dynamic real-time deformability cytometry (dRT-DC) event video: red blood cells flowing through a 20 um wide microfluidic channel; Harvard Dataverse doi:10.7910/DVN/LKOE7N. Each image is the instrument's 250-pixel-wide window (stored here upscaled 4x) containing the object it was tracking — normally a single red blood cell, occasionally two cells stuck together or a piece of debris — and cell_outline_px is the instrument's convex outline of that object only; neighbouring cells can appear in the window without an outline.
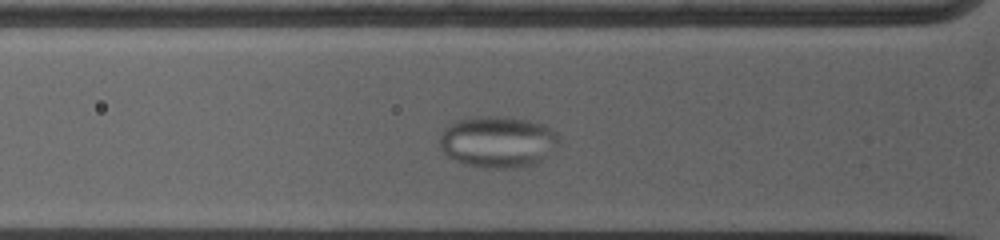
{"species": "common noctule bat (a hibernating species)", "species_latin": "Nyctalus noctula", "temperature_condition": "warm", "stored_images_in_passage": 30, "camera_frame_rate_fps": 5000, "um_per_image_px": 0.085, "animal": {"sex": "female", "body_mass_g": 19.0, "forearm_length_mm": 53.3}, "frame": {"image": 1, "passage_image": 8, "time_ms": 3.2, "image_size_px": [1000, 240], "cell_outline_px": [[560, 144], [536, 164], [516, 168], [484, 168], [464, 164], [448, 156], [440, 148], [440, 136], [444, 128], [448, 124], [456, 120], [476, 116], [496, 116], [528, 120], [540, 124], [556, 132], [560, 136]], "centroid_in_image_um": [42.3, 12.06], "position_along_channel_um": 83.5, "area_um2": 35.95}}
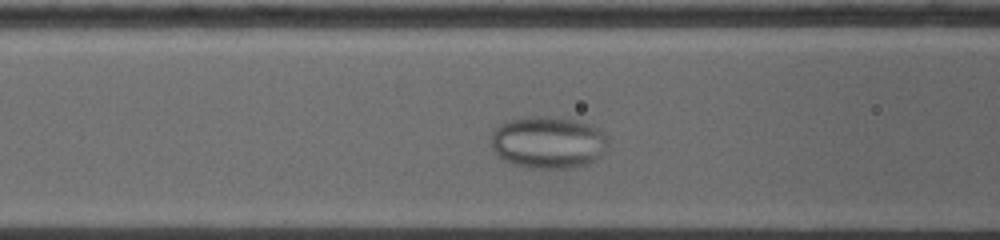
{"frame": {"image": 2, "passage_image": 10, "time_ms": 4.2, "image_size_px": [1000, 240], "cell_outline_px": [[608, 144], [596, 160], [588, 164], [572, 168], [532, 168], [516, 164], [504, 160], [492, 148], [492, 132], [500, 124], [508, 120], [536, 116], [544, 116], [576, 120], [588, 124], [604, 132], [608, 136]], "centroid_in_image_um": [46.62, 12.1], "position_along_channel_um": 120.0, "area_um2": 35.32}}